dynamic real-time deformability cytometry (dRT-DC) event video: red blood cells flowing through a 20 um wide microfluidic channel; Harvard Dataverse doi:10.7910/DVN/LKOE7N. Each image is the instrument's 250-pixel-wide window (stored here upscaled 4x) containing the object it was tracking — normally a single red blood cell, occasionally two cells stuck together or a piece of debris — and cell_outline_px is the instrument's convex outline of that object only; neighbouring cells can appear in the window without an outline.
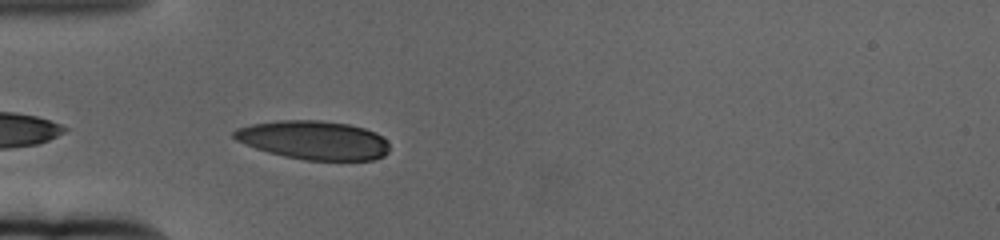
{"species": "human", "species_latin": "Homo sapiens", "temperature_condition": "cold", "stored_images_in_passage": 30, "camera_frame_rate_fps": 3000, "um_per_image_px": 0.085, "donor": {"sex": "female"}, "frame": {"image": 1, "passage_image": 4, "time_ms": 1.0, "image_size_px": [1000, 240], "cell_outline_px": [[388, 152], [384, 156], [372, 160], [304, 160], [284, 156], [268, 152], [244, 144], [236, 140], [232, 136], [232, 132], [236, 128], [252, 124], [280, 120], [320, 120], [348, 124], [364, 128], [376, 132], [388, 144]], "centroid_in_image_um": [26.64, 11.91], "position_along_channel_um": 58.4, "area_um2": 35.08}}
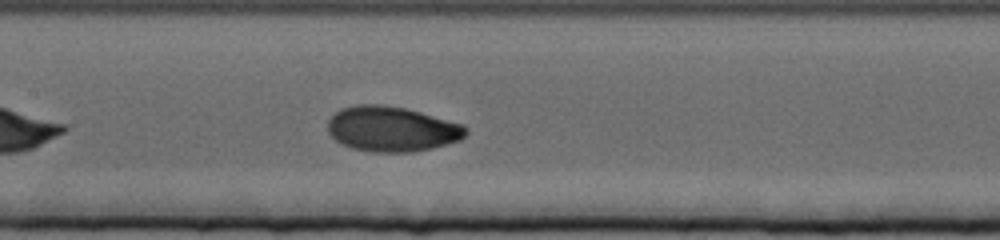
{"frame": {"image": 2, "passage_image": 15, "time_ms": 4.667, "image_size_px": [1000, 240], "cell_outline_px": [[468, 132], [460, 140], [432, 148], [412, 152], [372, 152], [352, 148], [340, 144], [328, 132], [328, 120], [340, 108], [356, 104], [384, 104], [404, 108], [420, 112], [464, 124], [468, 128]], "centroid_in_image_um": [33.3, 10.96], "position_along_channel_um": 174.1, "area_um2": 36.53}}
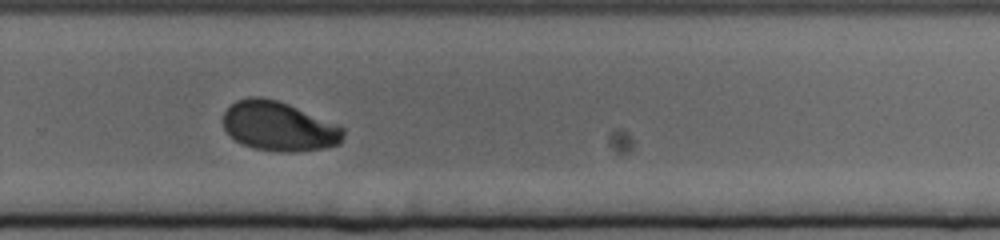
{"frame": {"image": 3, "passage_image": 27, "time_ms": 8.667, "image_size_px": [1000, 240], "cell_outline_px": [[344, 136], [340, 144], [324, 148], [292, 152], [280, 152], [252, 148], [236, 140], [224, 128], [224, 112], [236, 100], [248, 96], [260, 96], [276, 100], [288, 104], [340, 124], [344, 128]], "centroid_in_image_um": [23.74, 10.73], "position_along_channel_um": 306.1, "area_um2": 34.74}}